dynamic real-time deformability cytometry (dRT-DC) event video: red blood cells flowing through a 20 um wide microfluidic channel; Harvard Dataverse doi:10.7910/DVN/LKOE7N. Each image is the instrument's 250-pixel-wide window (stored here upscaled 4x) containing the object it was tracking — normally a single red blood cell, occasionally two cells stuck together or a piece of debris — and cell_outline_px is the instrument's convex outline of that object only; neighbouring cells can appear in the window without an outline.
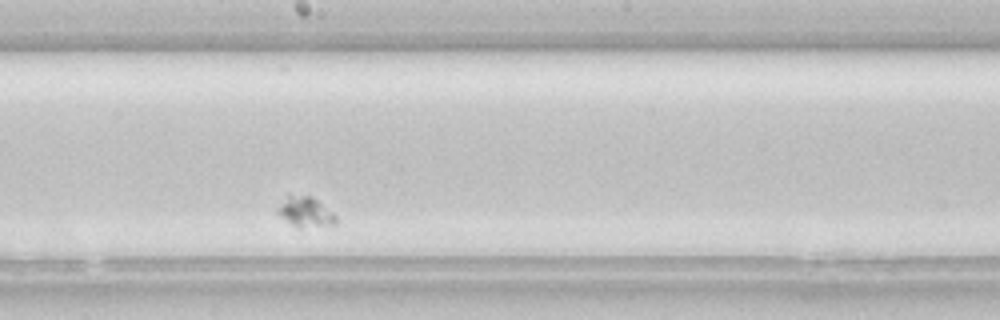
{"species": "common noctule bat (a hibernating species)", "species_latin": "Nyctalus noctula", "temperature_condition": "room temperature", "stored_images_in_passage": 28, "camera_frame_rate_fps": 3000, "um_per_image_px": 0.085, "animal": {"sex": "female", "body_mass_g": 22.7, "forearm_length_mm": 54.2}, "frame": {"image": 1, "passage_image": 16, "time_ms": 5.0, "image_size_px": [1000, 320], "cell_outline_px": [[336, 224], [296, 228], [280, 216], [276, 212], [276, 208], [288, 192], [312, 196], [332, 212], [336, 216]], "centroid_in_image_um": [25.89, 17.97], "position_along_channel_um": 222.3, "area_um2": 10.52}}